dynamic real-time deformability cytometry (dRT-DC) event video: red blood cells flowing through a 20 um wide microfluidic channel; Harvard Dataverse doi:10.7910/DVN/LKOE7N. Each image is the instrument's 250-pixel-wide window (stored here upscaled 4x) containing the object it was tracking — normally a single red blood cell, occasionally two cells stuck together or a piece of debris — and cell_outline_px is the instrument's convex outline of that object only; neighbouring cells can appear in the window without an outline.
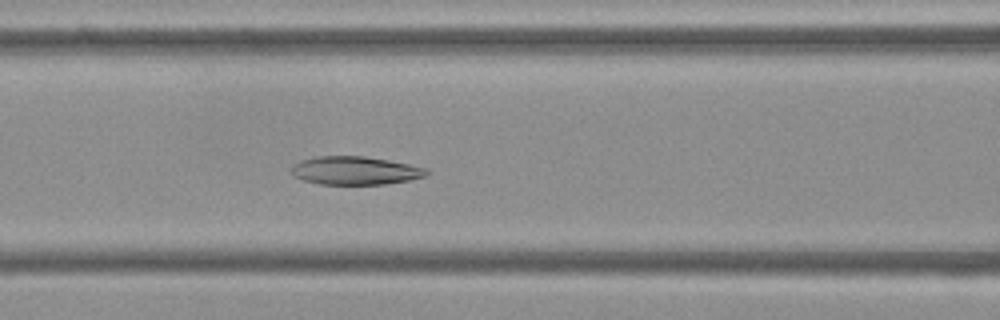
{"species": "Egyptian fruit bat (a non-hibernating species)", "species_latin": "Rousettus aegyptiacus", "temperature_condition": "cold", "stored_images_in_passage": 53, "camera_frame_rate_fps": 3000, "um_per_image_px": 0.085, "frame": {"image": 1, "passage_image": 22, "time_ms": 7.0, "image_size_px": [1000, 320], "cell_outline_px": [[428, 176], [408, 180], [384, 184], [320, 184], [304, 180], [292, 176], [288, 172], [292, 164], [300, 160], [316, 156], [364, 156], [388, 160], [428, 168]], "centroid_in_image_um": [30.13, 14.49], "position_along_channel_um": 136.5, "area_um2": 22.48}}
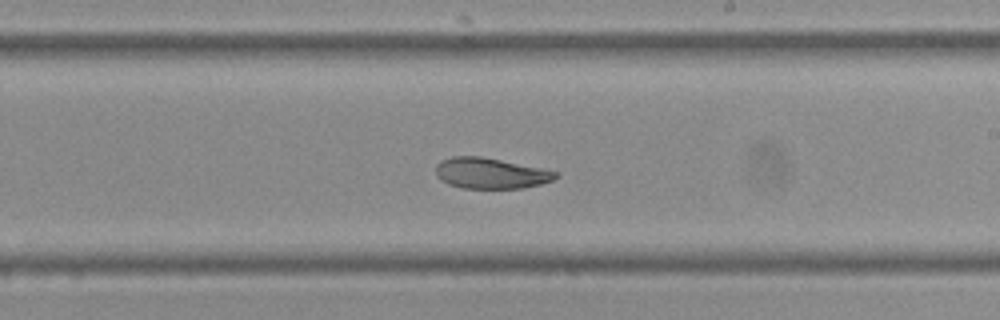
{"frame": {"image": 2, "passage_image": 31, "time_ms": 10.0, "image_size_px": [1000, 320], "cell_outline_px": [[560, 176], [552, 180], [540, 184], [524, 188], [464, 188], [448, 184], [436, 176], [436, 164], [440, 160], [452, 156], [480, 156], [560, 172]], "centroid_in_image_um": [41.69, 14.72], "position_along_channel_um": 247.3, "area_um2": 21.44}}
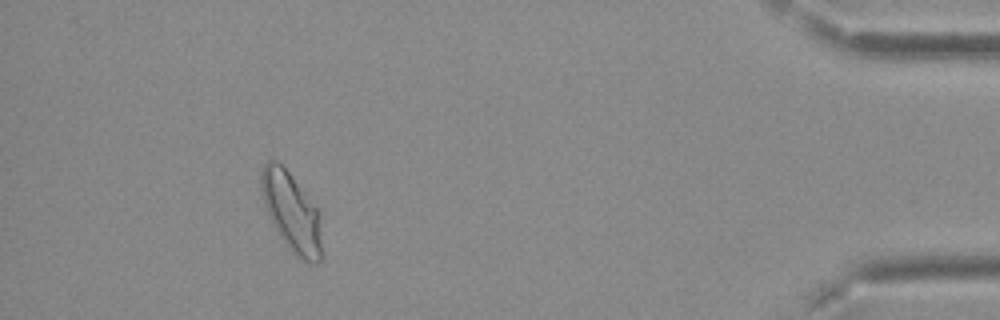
{"frame": {"image": 3, "passage_image": 49, "time_ms": 16.0, "image_size_px": [1000, 320], "cell_outline_px": [[320, 260], [316, 264], [308, 264], [296, 256], [288, 248], [276, 232], [272, 224], [264, 204], [260, 188], [260, 172], [264, 164], [268, 160], [276, 160], [288, 172], [316, 208], [320, 240]], "centroid_in_image_um": [24.7, 18.04], "position_along_channel_um": 410.5, "area_um2": 27.28}, "authors_computed_cell_mechanics": {"area_um2": 25.0274, "velocity_mm_per_s": 3.7027, "shape_relaxation_time_tau1_ms": 8.5, "shape_relaxation_time_tau2_ms": 3.2147, "deformation_change_tau1": 0.1973, "deformation_change_tau2": 0.0824}}